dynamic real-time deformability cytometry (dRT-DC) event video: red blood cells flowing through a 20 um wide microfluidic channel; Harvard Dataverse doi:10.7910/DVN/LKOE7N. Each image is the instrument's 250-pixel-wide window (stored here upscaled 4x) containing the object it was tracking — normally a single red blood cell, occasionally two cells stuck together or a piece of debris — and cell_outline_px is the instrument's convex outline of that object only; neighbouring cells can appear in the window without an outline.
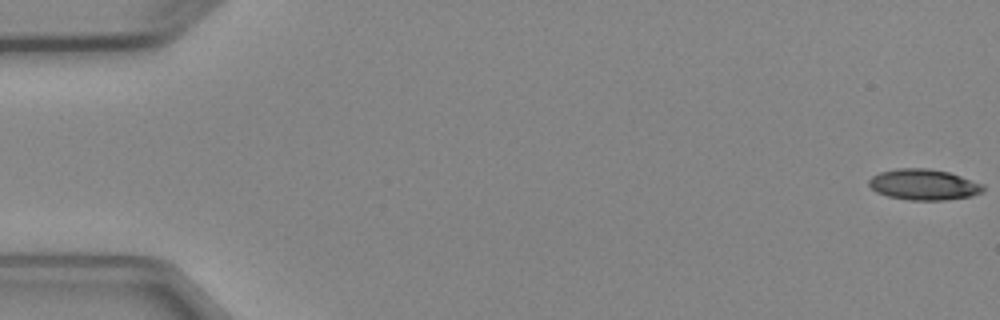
{"species": "Egyptian fruit bat (a non-hibernating species)", "species_latin": "Rousettus aegyptiacus", "temperature_condition": "cold", "stored_images_in_passage": 5, "camera_frame_rate_fps": 3000, "um_per_image_px": 0.085, "animal": {"sex": "female"}, "frame": {"image": 1, "passage_image": 1, "time_ms": 0.0, "image_size_px": [1000, 320], "cell_outline_px": [[984, 188], [980, 192], [972, 196], [944, 200], [908, 200], [888, 196], [876, 192], [868, 184], [868, 180], [872, 176], [880, 172], [896, 168], [928, 168], [948, 172], [984, 184]], "centroid_in_image_um": [78.49, 15.69], "position_along_channel_um": 6.5, "area_um2": 20.52}}
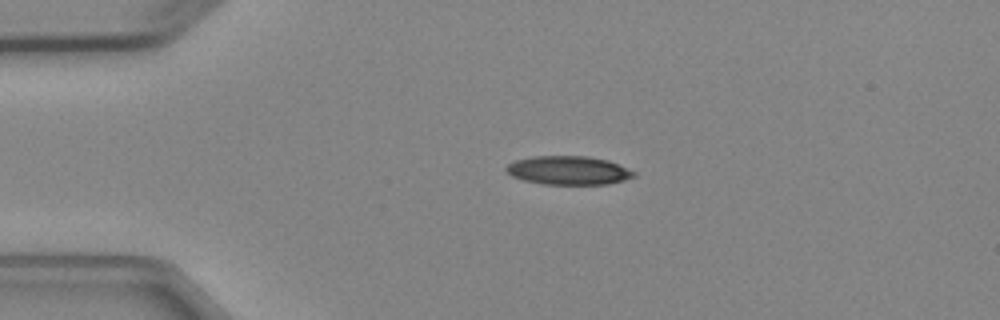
{"frame": {"image": 2, "passage_image": 4, "time_ms": 3.667, "image_size_px": [1000, 320], "cell_outline_px": [[636, 176], [624, 180], [608, 184], [540, 184], [524, 180], [512, 176], [504, 172], [504, 168], [508, 164], [516, 160], [532, 156], [588, 156], [608, 160], [636, 172]], "centroid_in_image_um": [48.29, 14.48], "position_along_channel_um": 36.7, "area_um2": 21.44}}